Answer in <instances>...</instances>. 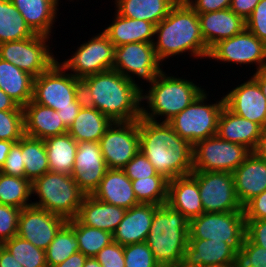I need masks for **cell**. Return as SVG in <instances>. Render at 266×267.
Returning <instances> with one entry per match:
<instances>
[{
  "mask_svg": "<svg viewBox=\"0 0 266 267\" xmlns=\"http://www.w3.org/2000/svg\"><path fill=\"white\" fill-rule=\"evenodd\" d=\"M85 105L99 110L113 122H129L141 117V90L116 70L81 79Z\"/></svg>",
  "mask_w": 266,
  "mask_h": 267,
  "instance_id": "1",
  "label": "cell"
},
{
  "mask_svg": "<svg viewBox=\"0 0 266 267\" xmlns=\"http://www.w3.org/2000/svg\"><path fill=\"white\" fill-rule=\"evenodd\" d=\"M139 150L168 180L193 171V145L182 139L167 122L140 117Z\"/></svg>",
  "mask_w": 266,
  "mask_h": 267,
  "instance_id": "2",
  "label": "cell"
},
{
  "mask_svg": "<svg viewBox=\"0 0 266 267\" xmlns=\"http://www.w3.org/2000/svg\"><path fill=\"white\" fill-rule=\"evenodd\" d=\"M153 47L161 63L186 52L193 59H204L210 52L201 34L198 14L185 0H179L155 26Z\"/></svg>",
  "mask_w": 266,
  "mask_h": 267,
  "instance_id": "3",
  "label": "cell"
},
{
  "mask_svg": "<svg viewBox=\"0 0 266 267\" xmlns=\"http://www.w3.org/2000/svg\"><path fill=\"white\" fill-rule=\"evenodd\" d=\"M170 75L171 73L167 75L162 70L146 89L147 91L145 89L141 91L142 118L155 122H168L205 90L191 79Z\"/></svg>",
  "mask_w": 266,
  "mask_h": 267,
  "instance_id": "4",
  "label": "cell"
},
{
  "mask_svg": "<svg viewBox=\"0 0 266 267\" xmlns=\"http://www.w3.org/2000/svg\"><path fill=\"white\" fill-rule=\"evenodd\" d=\"M190 221L168 204L158 206L146 243L160 267H180L188 244Z\"/></svg>",
  "mask_w": 266,
  "mask_h": 267,
  "instance_id": "5",
  "label": "cell"
},
{
  "mask_svg": "<svg viewBox=\"0 0 266 267\" xmlns=\"http://www.w3.org/2000/svg\"><path fill=\"white\" fill-rule=\"evenodd\" d=\"M32 196L38 201L32 205L64 219H75L86 194L70 174L49 171L32 182Z\"/></svg>",
  "mask_w": 266,
  "mask_h": 267,
  "instance_id": "6",
  "label": "cell"
},
{
  "mask_svg": "<svg viewBox=\"0 0 266 267\" xmlns=\"http://www.w3.org/2000/svg\"><path fill=\"white\" fill-rule=\"evenodd\" d=\"M32 101L56 111L81 108L85 104L81 79L55 62L46 72L34 78Z\"/></svg>",
  "mask_w": 266,
  "mask_h": 267,
  "instance_id": "7",
  "label": "cell"
},
{
  "mask_svg": "<svg viewBox=\"0 0 266 267\" xmlns=\"http://www.w3.org/2000/svg\"><path fill=\"white\" fill-rule=\"evenodd\" d=\"M207 96L209 94L205 89L188 107L167 122L182 139L192 145L217 135L218 119L225 106L224 97L209 104Z\"/></svg>",
  "mask_w": 266,
  "mask_h": 267,
  "instance_id": "8",
  "label": "cell"
},
{
  "mask_svg": "<svg viewBox=\"0 0 266 267\" xmlns=\"http://www.w3.org/2000/svg\"><path fill=\"white\" fill-rule=\"evenodd\" d=\"M51 38L35 34L24 40L1 43L0 58L36 78L59 60L51 52Z\"/></svg>",
  "mask_w": 266,
  "mask_h": 267,
  "instance_id": "9",
  "label": "cell"
},
{
  "mask_svg": "<svg viewBox=\"0 0 266 267\" xmlns=\"http://www.w3.org/2000/svg\"><path fill=\"white\" fill-rule=\"evenodd\" d=\"M246 237V220L243 211L203 213L190 220L189 238L223 241L236 250Z\"/></svg>",
  "mask_w": 266,
  "mask_h": 267,
  "instance_id": "10",
  "label": "cell"
},
{
  "mask_svg": "<svg viewBox=\"0 0 266 267\" xmlns=\"http://www.w3.org/2000/svg\"><path fill=\"white\" fill-rule=\"evenodd\" d=\"M153 47V43L133 42L115 48V62L113 70L128 78L129 81L141 91L143 87L136 82L135 77L152 84L157 75L163 70ZM138 83V84H137Z\"/></svg>",
  "mask_w": 266,
  "mask_h": 267,
  "instance_id": "11",
  "label": "cell"
},
{
  "mask_svg": "<svg viewBox=\"0 0 266 267\" xmlns=\"http://www.w3.org/2000/svg\"><path fill=\"white\" fill-rule=\"evenodd\" d=\"M115 46L104 32L92 36L77 47L71 58L56 61L78 79L113 69Z\"/></svg>",
  "mask_w": 266,
  "mask_h": 267,
  "instance_id": "12",
  "label": "cell"
},
{
  "mask_svg": "<svg viewBox=\"0 0 266 267\" xmlns=\"http://www.w3.org/2000/svg\"><path fill=\"white\" fill-rule=\"evenodd\" d=\"M250 153L245 146L215 135L193 145V171L232 173Z\"/></svg>",
  "mask_w": 266,
  "mask_h": 267,
  "instance_id": "13",
  "label": "cell"
},
{
  "mask_svg": "<svg viewBox=\"0 0 266 267\" xmlns=\"http://www.w3.org/2000/svg\"><path fill=\"white\" fill-rule=\"evenodd\" d=\"M197 180L205 213L243 211L238 201L232 173L221 171H192Z\"/></svg>",
  "mask_w": 266,
  "mask_h": 267,
  "instance_id": "14",
  "label": "cell"
},
{
  "mask_svg": "<svg viewBox=\"0 0 266 267\" xmlns=\"http://www.w3.org/2000/svg\"><path fill=\"white\" fill-rule=\"evenodd\" d=\"M208 58L231 65L249 64L250 67L255 64L257 72L266 68V44L245 28L241 33L215 44Z\"/></svg>",
  "mask_w": 266,
  "mask_h": 267,
  "instance_id": "15",
  "label": "cell"
},
{
  "mask_svg": "<svg viewBox=\"0 0 266 267\" xmlns=\"http://www.w3.org/2000/svg\"><path fill=\"white\" fill-rule=\"evenodd\" d=\"M108 169H122L139 152V119L113 122L99 140Z\"/></svg>",
  "mask_w": 266,
  "mask_h": 267,
  "instance_id": "16",
  "label": "cell"
},
{
  "mask_svg": "<svg viewBox=\"0 0 266 267\" xmlns=\"http://www.w3.org/2000/svg\"><path fill=\"white\" fill-rule=\"evenodd\" d=\"M67 220L43 208L30 205L21 209L17 235L46 250Z\"/></svg>",
  "mask_w": 266,
  "mask_h": 267,
  "instance_id": "17",
  "label": "cell"
},
{
  "mask_svg": "<svg viewBox=\"0 0 266 267\" xmlns=\"http://www.w3.org/2000/svg\"><path fill=\"white\" fill-rule=\"evenodd\" d=\"M99 142H79L72 176L79 188L92 195L107 170Z\"/></svg>",
  "mask_w": 266,
  "mask_h": 267,
  "instance_id": "18",
  "label": "cell"
},
{
  "mask_svg": "<svg viewBox=\"0 0 266 267\" xmlns=\"http://www.w3.org/2000/svg\"><path fill=\"white\" fill-rule=\"evenodd\" d=\"M226 93L224 103L231 112L266 127V98L252 77Z\"/></svg>",
  "mask_w": 266,
  "mask_h": 267,
  "instance_id": "19",
  "label": "cell"
},
{
  "mask_svg": "<svg viewBox=\"0 0 266 267\" xmlns=\"http://www.w3.org/2000/svg\"><path fill=\"white\" fill-rule=\"evenodd\" d=\"M236 249L229 243L211 239H188L180 267H232Z\"/></svg>",
  "mask_w": 266,
  "mask_h": 267,
  "instance_id": "20",
  "label": "cell"
},
{
  "mask_svg": "<svg viewBox=\"0 0 266 267\" xmlns=\"http://www.w3.org/2000/svg\"><path fill=\"white\" fill-rule=\"evenodd\" d=\"M158 205L139 203L126 210L124 218L113 232V241L125 246L146 242Z\"/></svg>",
  "mask_w": 266,
  "mask_h": 267,
  "instance_id": "21",
  "label": "cell"
},
{
  "mask_svg": "<svg viewBox=\"0 0 266 267\" xmlns=\"http://www.w3.org/2000/svg\"><path fill=\"white\" fill-rule=\"evenodd\" d=\"M202 37L210 50L219 41L231 38L246 28V21L230 8L198 14Z\"/></svg>",
  "mask_w": 266,
  "mask_h": 267,
  "instance_id": "22",
  "label": "cell"
},
{
  "mask_svg": "<svg viewBox=\"0 0 266 267\" xmlns=\"http://www.w3.org/2000/svg\"><path fill=\"white\" fill-rule=\"evenodd\" d=\"M232 175L235 192L242 206L266 190V160L256 157L252 152Z\"/></svg>",
  "mask_w": 266,
  "mask_h": 267,
  "instance_id": "23",
  "label": "cell"
},
{
  "mask_svg": "<svg viewBox=\"0 0 266 267\" xmlns=\"http://www.w3.org/2000/svg\"><path fill=\"white\" fill-rule=\"evenodd\" d=\"M24 132L31 138L45 140L68 133L56 110L32 100L23 107Z\"/></svg>",
  "mask_w": 266,
  "mask_h": 267,
  "instance_id": "24",
  "label": "cell"
},
{
  "mask_svg": "<svg viewBox=\"0 0 266 267\" xmlns=\"http://www.w3.org/2000/svg\"><path fill=\"white\" fill-rule=\"evenodd\" d=\"M189 221L204 213L197 180L191 175L168 181L167 203Z\"/></svg>",
  "mask_w": 266,
  "mask_h": 267,
  "instance_id": "25",
  "label": "cell"
},
{
  "mask_svg": "<svg viewBox=\"0 0 266 267\" xmlns=\"http://www.w3.org/2000/svg\"><path fill=\"white\" fill-rule=\"evenodd\" d=\"M92 196L104 203L125 209L139 204L132 182L122 169H107Z\"/></svg>",
  "mask_w": 266,
  "mask_h": 267,
  "instance_id": "26",
  "label": "cell"
},
{
  "mask_svg": "<svg viewBox=\"0 0 266 267\" xmlns=\"http://www.w3.org/2000/svg\"><path fill=\"white\" fill-rule=\"evenodd\" d=\"M262 127L223 107L218 119L217 135L232 143L245 146L250 152L255 148Z\"/></svg>",
  "mask_w": 266,
  "mask_h": 267,
  "instance_id": "27",
  "label": "cell"
},
{
  "mask_svg": "<svg viewBox=\"0 0 266 267\" xmlns=\"http://www.w3.org/2000/svg\"><path fill=\"white\" fill-rule=\"evenodd\" d=\"M125 208L104 203L92 195H86L77 219L84 225L113 234L126 213Z\"/></svg>",
  "mask_w": 266,
  "mask_h": 267,
  "instance_id": "28",
  "label": "cell"
},
{
  "mask_svg": "<svg viewBox=\"0 0 266 267\" xmlns=\"http://www.w3.org/2000/svg\"><path fill=\"white\" fill-rule=\"evenodd\" d=\"M35 34L52 36L59 0H11ZM58 8V9H57Z\"/></svg>",
  "mask_w": 266,
  "mask_h": 267,
  "instance_id": "29",
  "label": "cell"
},
{
  "mask_svg": "<svg viewBox=\"0 0 266 267\" xmlns=\"http://www.w3.org/2000/svg\"><path fill=\"white\" fill-rule=\"evenodd\" d=\"M112 23L103 32L115 47L133 42L153 43L155 25L149 21L127 18L116 11Z\"/></svg>",
  "mask_w": 266,
  "mask_h": 267,
  "instance_id": "30",
  "label": "cell"
},
{
  "mask_svg": "<svg viewBox=\"0 0 266 267\" xmlns=\"http://www.w3.org/2000/svg\"><path fill=\"white\" fill-rule=\"evenodd\" d=\"M179 0H115V11L124 17L145 20L155 26L163 20ZM117 8V9H116Z\"/></svg>",
  "mask_w": 266,
  "mask_h": 267,
  "instance_id": "31",
  "label": "cell"
},
{
  "mask_svg": "<svg viewBox=\"0 0 266 267\" xmlns=\"http://www.w3.org/2000/svg\"><path fill=\"white\" fill-rule=\"evenodd\" d=\"M113 121L94 107L83 105L68 133L79 142H99Z\"/></svg>",
  "mask_w": 266,
  "mask_h": 267,
  "instance_id": "32",
  "label": "cell"
},
{
  "mask_svg": "<svg viewBox=\"0 0 266 267\" xmlns=\"http://www.w3.org/2000/svg\"><path fill=\"white\" fill-rule=\"evenodd\" d=\"M34 77L0 58V89L20 107L32 100Z\"/></svg>",
  "mask_w": 266,
  "mask_h": 267,
  "instance_id": "33",
  "label": "cell"
},
{
  "mask_svg": "<svg viewBox=\"0 0 266 267\" xmlns=\"http://www.w3.org/2000/svg\"><path fill=\"white\" fill-rule=\"evenodd\" d=\"M49 170L72 175L78 142L69 133L44 140Z\"/></svg>",
  "mask_w": 266,
  "mask_h": 267,
  "instance_id": "34",
  "label": "cell"
},
{
  "mask_svg": "<svg viewBox=\"0 0 266 267\" xmlns=\"http://www.w3.org/2000/svg\"><path fill=\"white\" fill-rule=\"evenodd\" d=\"M34 35L11 0H0V44L24 40Z\"/></svg>",
  "mask_w": 266,
  "mask_h": 267,
  "instance_id": "35",
  "label": "cell"
},
{
  "mask_svg": "<svg viewBox=\"0 0 266 267\" xmlns=\"http://www.w3.org/2000/svg\"><path fill=\"white\" fill-rule=\"evenodd\" d=\"M22 155L25 178L31 182L50 171L44 140L24 135L22 137Z\"/></svg>",
  "mask_w": 266,
  "mask_h": 267,
  "instance_id": "36",
  "label": "cell"
},
{
  "mask_svg": "<svg viewBox=\"0 0 266 267\" xmlns=\"http://www.w3.org/2000/svg\"><path fill=\"white\" fill-rule=\"evenodd\" d=\"M32 182L25 177L0 172V204L23 209L32 205Z\"/></svg>",
  "mask_w": 266,
  "mask_h": 267,
  "instance_id": "37",
  "label": "cell"
},
{
  "mask_svg": "<svg viewBox=\"0 0 266 267\" xmlns=\"http://www.w3.org/2000/svg\"><path fill=\"white\" fill-rule=\"evenodd\" d=\"M67 223L74 229L79 251L87 257H95L101 249L113 242L112 233L88 227L77 218L68 220Z\"/></svg>",
  "mask_w": 266,
  "mask_h": 267,
  "instance_id": "38",
  "label": "cell"
},
{
  "mask_svg": "<svg viewBox=\"0 0 266 267\" xmlns=\"http://www.w3.org/2000/svg\"><path fill=\"white\" fill-rule=\"evenodd\" d=\"M168 179L164 176H151L131 180L138 203L162 205L167 203Z\"/></svg>",
  "mask_w": 266,
  "mask_h": 267,
  "instance_id": "39",
  "label": "cell"
},
{
  "mask_svg": "<svg viewBox=\"0 0 266 267\" xmlns=\"http://www.w3.org/2000/svg\"><path fill=\"white\" fill-rule=\"evenodd\" d=\"M77 251H79V243L74 229L66 223L45 250L48 267H54L64 262Z\"/></svg>",
  "mask_w": 266,
  "mask_h": 267,
  "instance_id": "40",
  "label": "cell"
},
{
  "mask_svg": "<svg viewBox=\"0 0 266 267\" xmlns=\"http://www.w3.org/2000/svg\"><path fill=\"white\" fill-rule=\"evenodd\" d=\"M3 246L23 267H48L45 250L35 247L18 235L4 242Z\"/></svg>",
  "mask_w": 266,
  "mask_h": 267,
  "instance_id": "41",
  "label": "cell"
},
{
  "mask_svg": "<svg viewBox=\"0 0 266 267\" xmlns=\"http://www.w3.org/2000/svg\"><path fill=\"white\" fill-rule=\"evenodd\" d=\"M24 135L23 110L0 111V140L17 143Z\"/></svg>",
  "mask_w": 266,
  "mask_h": 267,
  "instance_id": "42",
  "label": "cell"
},
{
  "mask_svg": "<svg viewBox=\"0 0 266 267\" xmlns=\"http://www.w3.org/2000/svg\"><path fill=\"white\" fill-rule=\"evenodd\" d=\"M232 267H266L265 248L254 244L247 236L236 250Z\"/></svg>",
  "mask_w": 266,
  "mask_h": 267,
  "instance_id": "43",
  "label": "cell"
},
{
  "mask_svg": "<svg viewBox=\"0 0 266 267\" xmlns=\"http://www.w3.org/2000/svg\"><path fill=\"white\" fill-rule=\"evenodd\" d=\"M125 267H160L146 242L124 246Z\"/></svg>",
  "mask_w": 266,
  "mask_h": 267,
  "instance_id": "44",
  "label": "cell"
},
{
  "mask_svg": "<svg viewBox=\"0 0 266 267\" xmlns=\"http://www.w3.org/2000/svg\"><path fill=\"white\" fill-rule=\"evenodd\" d=\"M21 209L0 204V242L3 244L18 233Z\"/></svg>",
  "mask_w": 266,
  "mask_h": 267,
  "instance_id": "45",
  "label": "cell"
},
{
  "mask_svg": "<svg viewBox=\"0 0 266 267\" xmlns=\"http://www.w3.org/2000/svg\"><path fill=\"white\" fill-rule=\"evenodd\" d=\"M122 170L130 180L151 176H163L156 171L154 166L140 150L133 159L122 168Z\"/></svg>",
  "mask_w": 266,
  "mask_h": 267,
  "instance_id": "46",
  "label": "cell"
},
{
  "mask_svg": "<svg viewBox=\"0 0 266 267\" xmlns=\"http://www.w3.org/2000/svg\"><path fill=\"white\" fill-rule=\"evenodd\" d=\"M0 172L9 176L25 177V165L23 163L22 155V138L11 147Z\"/></svg>",
  "mask_w": 266,
  "mask_h": 267,
  "instance_id": "47",
  "label": "cell"
},
{
  "mask_svg": "<svg viewBox=\"0 0 266 267\" xmlns=\"http://www.w3.org/2000/svg\"><path fill=\"white\" fill-rule=\"evenodd\" d=\"M246 29L266 44V0H260L246 19Z\"/></svg>",
  "mask_w": 266,
  "mask_h": 267,
  "instance_id": "48",
  "label": "cell"
},
{
  "mask_svg": "<svg viewBox=\"0 0 266 267\" xmlns=\"http://www.w3.org/2000/svg\"><path fill=\"white\" fill-rule=\"evenodd\" d=\"M102 267H125L124 246L111 242L95 256Z\"/></svg>",
  "mask_w": 266,
  "mask_h": 267,
  "instance_id": "49",
  "label": "cell"
},
{
  "mask_svg": "<svg viewBox=\"0 0 266 267\" xmlns=\"http://www.w3.org/2000/svg\"><path fill=\"white\" fill-rule=\"evenodd\" d=\"M245 220L266 219V190L243 206Z\"/></svg>",
  "mask_w": 266,
  "mask_h": 267,
  "instance_id": "50",
  "label": "cell"
},
{
  "mask_svg": "<svg viewBox=\"0 0 266 267\" xmlns=\"http://www.w3.org/2000/svg\"><path fill=\"white\" fill-rule=\"evenodd\" d=\"M246 236L266 251V219L246 220Z\"/></svg>",
  "mask_w": 266,
  "mask_h": 267,
  "instance_id": "51",
  "label": "cell"
},
{
  "mask_svg": "<svg viewBox=\"0 0 266 267\" xmlns=\"http://www.w3.org/2000/svg\"><path fill=\"white\" fill-rule=\"evenodd\" d=\"M197 13H209L230 8L232 0H185Z\"/></svg>",
  "mask_w": 266,
  "mask_h": 267,
  "instance_id": "52",
  "label": "cell"
},
{
  "mask_svg": "<svg viewBox=\"0 0 266 267\" xmlns=\"http://www.w3.org/2000/svg\"><path fill=\"white\" fill-rule=\"evenodd\" d=\"M259 2L260 0H232L230 9L246 21Z\"/></svg>",
  "mask_w": 266,
  "mask_h": 267,
  "instance_id": "53",
  "label": "cell"
},
{
  "mask_svg": "<svg viewBox=\"0 0 266 267\" xmlns=\"http://www.w3.org/2000/svg\"><path fill=\"white\" fill-rule=\"evenodd\" d=\"M87 256H85L80 251L72 254L69 258H67L64 262L54 266V267H83L85 261L87 260Z\"/></svg>",
  "mask_w": 266,
  "mask_h": 267,
  "instance_id": "54",
  "label": "cell"
},
{
  "mask_svg": "<svg viewBox=\"0 0 266 267\" xmlns=\"http://www.w3.org/2000/svg\"><path fill=\"white\" fill-rule=\"evenodd\" d=\"M80 109L81 108H66V109H59V111H57V112H58V115L61 118L63 124L67 128H69L73 124Z\"/></svg>",
  "mask_w": 266,
  "mask_h": 267,
  "instance_id": "55",
  "label": "cell"
},
{
  "mask_svg": "<svg viewBox=\"0 0 266 267\" xmlns=\"http://www.w3.org/2000/svg\"><path fill=\"white\" fill-rule=\"evenodd\" d=\"M0 267H23L4 247L0 248Z\"/></svg>",
  "mask_w": 266,
  "mask_h": 267,
  "instance_id": "56",
  "label": "cell"
},
{
  "mask_svg": "<svg viewBox=\"0 0 266 267\" xmlns=\"http://www.w3.org/2000/svg\"><path fill=\"white\" fill-rule=\"evenodd\" d=\"M23 110L11 97L0 89V111Z\"/></svg>",
  "mask_w": 266,
  "mask_h": 267,
  "instance_id": "57",
  "label": "cell"
},
{
  "mask_svg": "<svg viewBox=\"0 0 266 267\" xmlns=\"http://www.w3.org/2000/svg\"><path fill=\"white\" fill-rule=\"evenodd\" d=\"M251 152L256 157L266 160V127L262 128L257 144Z\"/></svg>",
  "mask_w": 266,
  "mask_h": 267,
  "instance_id": "58",
  "label": "cell"
},
{
  "mask_svg": "<svg viewBox=\"0 0 266 267\" xmlns=\"http://www.w3.org/2000/svg\"><path fill=\"white\" fill-rule=\"evenodd\" d=\"M251 77L258 83L263 95L266 98V68H262L261 70L254 72Z\"/></svg>",
  "mask_w": 266,
  "mask_h": 267,
  "instance_id": "59",
  "label": "cell"
},
{
  "mask_svg": "<svg viewBox=\"0 0 266 267\" xmlns=\"http://www.w3.org/2000/svg\"><path fill=\"white\" fill-rule=\"evenodd\" d=\"M15 142L8 140H0V169L4 165L5 160L10 152L11 147Z\"/></svg>",
  "mask_w": 266,
  "mask_h": 267,
  "instance_id": "60",
  "label": "cell"
},
{
  "mask_svg": "<svg viewBox=\"0 0 266 267\" xmlns=\"http://www.w3.org/2000/svg\"><path fill=\"white\" fill-rule=\"evenodd\" d=\"M83 267H102L95 257H88Z\"/></svg>",
  "mask_w": 266,
  "mask_h": 267,
  "instance_id": "61",
  "label": "cell"
},
{
  "mask_svg": "<svg viewBox=\"0 0 266 267\" xmlns=\"http://www.w3.org/2000/svg\"><path fill=\"white\" fill-rule=\"evenodd\" d=\"M206 267H223V266H206Z\"/></svg>",
  "mask_w": 266,
  "mask_h": 267,
  "instance_id": "62",
  "label": "cell"
}]
</instances>
